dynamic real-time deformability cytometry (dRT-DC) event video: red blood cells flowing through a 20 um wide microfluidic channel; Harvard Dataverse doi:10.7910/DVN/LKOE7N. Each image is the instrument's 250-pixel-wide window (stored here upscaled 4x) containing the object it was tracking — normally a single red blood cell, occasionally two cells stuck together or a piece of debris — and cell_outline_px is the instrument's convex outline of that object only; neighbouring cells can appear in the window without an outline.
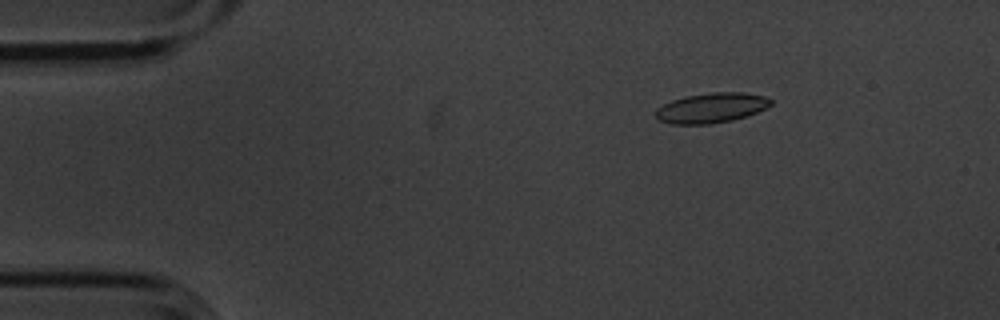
{"species": "common noctule bat (a hibernating species)", "species_latin": "Nyctalus noctula", "temperature_condition": "cold", "stored_images_in_passage": 5, "camera_frame_rate_fps": 3000, "um_per_image_px": 0.085, "animal": {"sex": "male", "body_mass_g": 20.1, "forearm_length_mm": 53.5}, "frame": {"image": 1, "passage_image": 3, "time_ms": 0.667, "image_size_px": [1000, 320], "cell_outline_px": [[772, 104], [748, 116], [732, 120], [708, 124], [672, 124], [660, 120], [656, 116], [656, 108], [672, 100], [684, 96], [712, 92], [744, 92], [764, 96], [772, 100]], "centroid_in_image_um": [60.47, 9.16], "position_along_channel_um": 24.5, "area_um2": 20.06}}
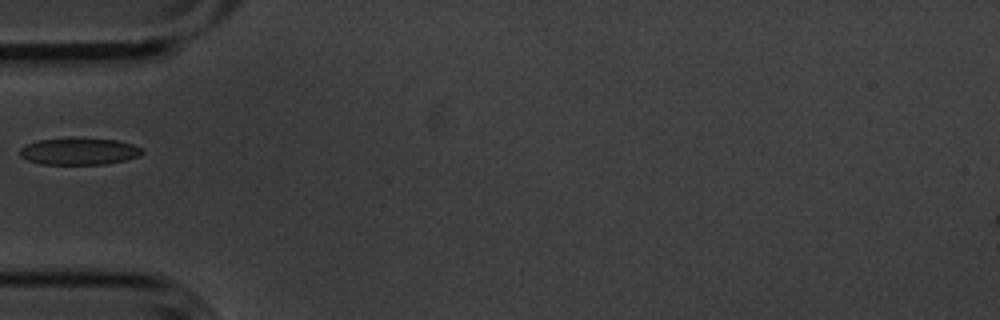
{"frame": {"image": 2, "passage_image": 5, "time_ms": 1.333, "image_size_px": [1000, 320], "cell_outline_px": [[144, 152], [140, 156], [108, 164], [40, 164], [28, 160], [20, 156], [20, 148], [36, 140], [72, 136], [116, 140], [132, 144], [144, 148]], "centroid_in_image_um": [6.74, 12.84], "position_along_channel_um": 78.3, "area_um2": 19.71}}